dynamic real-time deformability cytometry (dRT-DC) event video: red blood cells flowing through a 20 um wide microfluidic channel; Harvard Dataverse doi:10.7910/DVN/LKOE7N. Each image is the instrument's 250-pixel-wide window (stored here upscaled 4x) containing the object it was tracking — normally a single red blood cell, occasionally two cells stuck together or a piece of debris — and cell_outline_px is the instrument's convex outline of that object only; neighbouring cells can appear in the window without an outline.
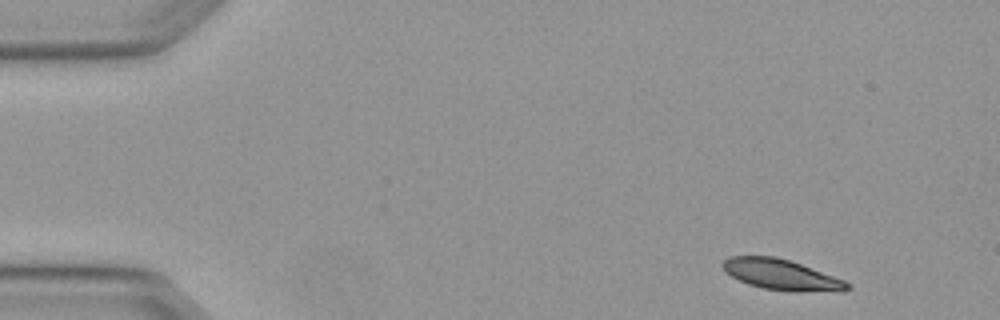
{"species": "Egyptian fruit bat (a non-hibernating species)", "species_latin": "Rousettus aegyptiacus", "temperature_condition": "warm", "stored_images_in_passage": 4, "camera_frame_rate_fps": 3000, "um_per_image_px": 0.085, "animal": {"sex": "female"}, "frame": {"image": 1, "passage_image": 1, "time_ms": 0.0, "image_size_px": [1000, 320], "cell_outline_px": [[852, 288], [844, 292], [792, 292], [764, 288], [748, 284], [724, 272], [720, 264], [728, 256], [776, 256], [800, 264], [844, 280]], "centroid_in_image_um": [66.42, 23.36], "position_along_channel_um": 18.6, "area_um2": 22.37}}
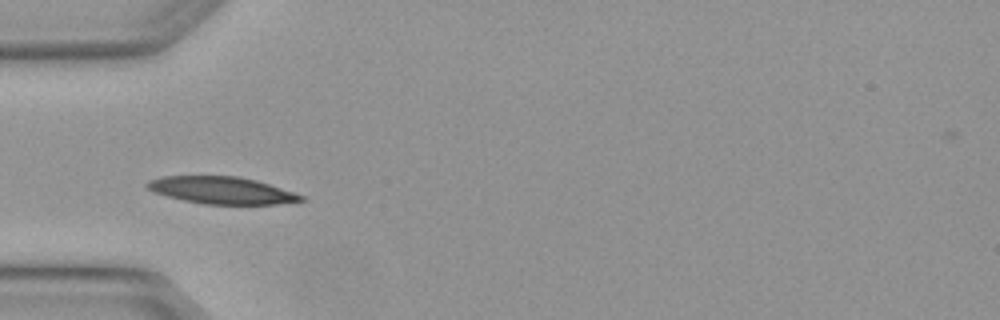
{"frame": {"image": 2, "passage_image": 3, "time_ms": 0.667, "image_size_px": [1000, 320], "cell_outline_px": [[304, 200], [276, 204], [204, 204], [184, 200], [152, 192], [144, 184], [148, 180], [160, 176], [236, 176], [256, 180], [304, 196]], "centroid_in_image_um": [18.77, 16.17], "position_along_channel_um": 66.2, "area_um2": 24.1}}
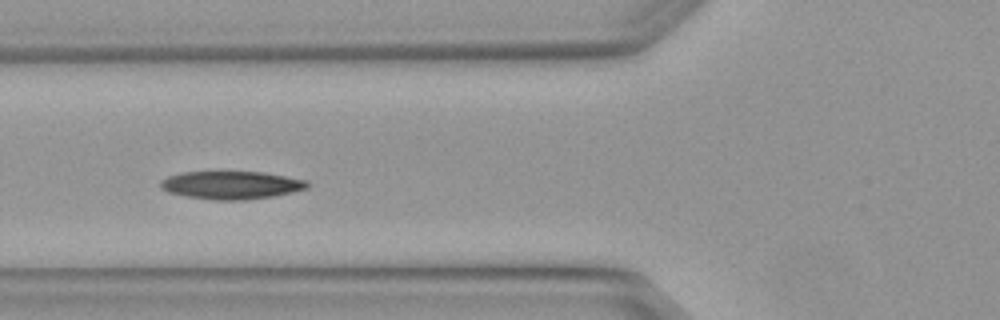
{"frame": {"image": 3, "passage_image": 4, "time_ms": 1.0, "image_size_px": [1000, 320], "cell_outline_px": [[308, 188], [292, 192], [272, 196], [244, 200], [216, 200], [188, 196], [168, 192], [160, 188], [160, 180], [168, 176], [184, 172], [264, 172], [308, 180]], "centroid_in_image_um": [19.66, 15.73], "position_along_channel_um": 106.1, "area_um2": 23.81}}